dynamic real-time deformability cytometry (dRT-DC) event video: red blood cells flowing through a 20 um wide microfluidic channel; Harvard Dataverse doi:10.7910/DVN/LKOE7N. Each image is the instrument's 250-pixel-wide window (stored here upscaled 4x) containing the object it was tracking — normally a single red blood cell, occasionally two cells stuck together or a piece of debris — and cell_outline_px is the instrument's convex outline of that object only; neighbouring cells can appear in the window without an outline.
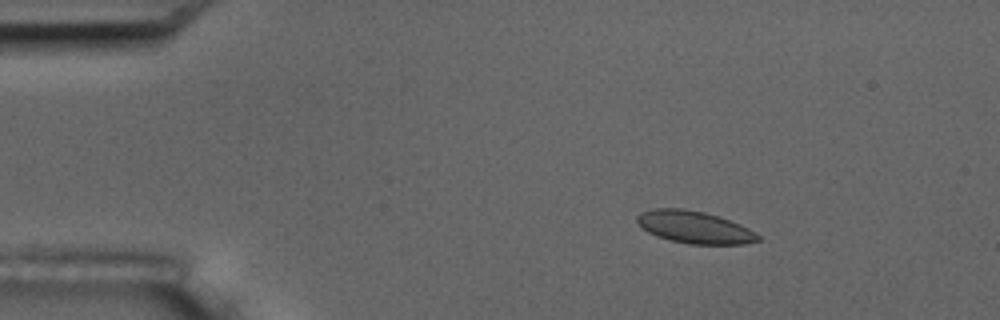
{"species": "common noctule bat (a hibernating species)", "species_latin": "Nyctalus noctula", "temperature_condition": "room temperature", "stored_images_in_passage": 5, "camera_frame_rate_fps": 3000, "um_per_image_px": 0.085, "animal": {"sex": "male", "body_mass_g": 17.5, "forearm_length_mm": 52.3}, "frame": {"image": 1, "passage_image": 2, "time_ms": 1.333, "image_size_px": [1000, 320], "cell_outline_px": [[760, 240], [744, 244], [688, 244], [656, 236], [648, 232], [636, 220], [636, 216], [640, 212], [652, 208], [680, 208], [704, 212], [740, 224], [748, 228], [760, 236]], "centroid_in_image_um": [59.01, 19.31], "position_along_channel_um": 26.0, "area_um2": 22.54}}
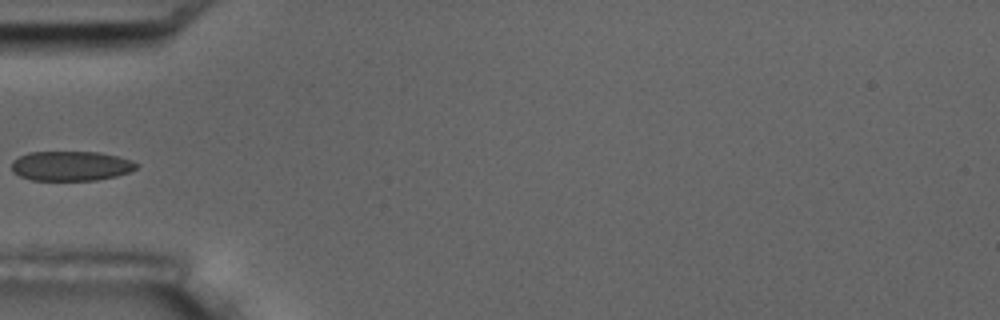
{"frame": {"image": 2, "passage_image": 5, "time_ms": 4.667, "image_size_px": [1000, 320], "cell_outline_px": [[140, 164], [136, 168], [128, 172], [116, 176], [96, 180], [32, 180], [20, 176], [12, 172], [12, 160], [28, 152], [100, 152], [132, 160]], "centroid_in_image_um": [6.02, 14.1], "position_along_channel_um": 79.0, "area_um2": 21.62}}